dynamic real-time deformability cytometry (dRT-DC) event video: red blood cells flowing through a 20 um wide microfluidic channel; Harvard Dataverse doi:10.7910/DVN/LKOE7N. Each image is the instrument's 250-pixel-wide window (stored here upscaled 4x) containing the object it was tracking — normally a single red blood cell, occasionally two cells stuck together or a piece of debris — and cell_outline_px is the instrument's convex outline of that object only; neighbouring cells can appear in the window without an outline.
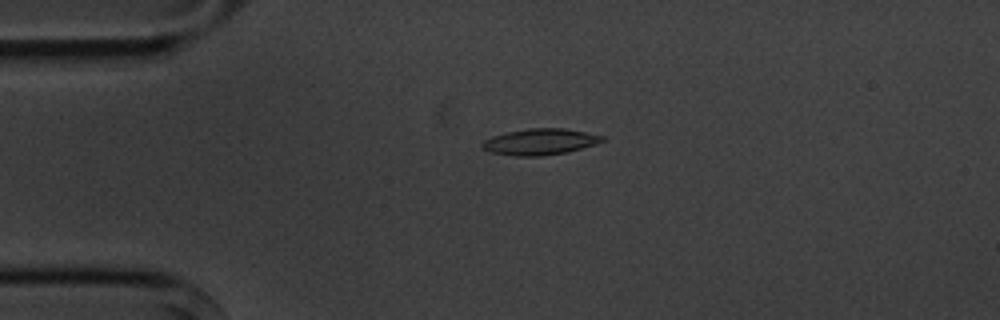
{"species": "common noctule bat (a hibernating species)", "species_latin": "Nyctalus noctula", "temperature_condition": "cold", "stored_images_in_passage": 6, "camera_frame_rate_fps": 3000, "um_per_image_px": 0.085, "animal": {"sex": "male", "body_mass_g": 20.1, "forearm_length_mm": 53.5}, "frame": {"image": 1, "passage_image": 4, "time_ms": 3.667, "image_size_px": [1000, 320], "cell_outline_px": [[604, 140], [596, 144], [568, 152], [540, 156], [516, 156], [488, 152], [480, 144], [484, 140], [492, 136], [508, 132], [528, 128], [564, 128], [604, 136]], "centroid_in_image_um": [45.88, 12.05], "position_along_channel_um": 39.1, "area_um2": 18.26}}
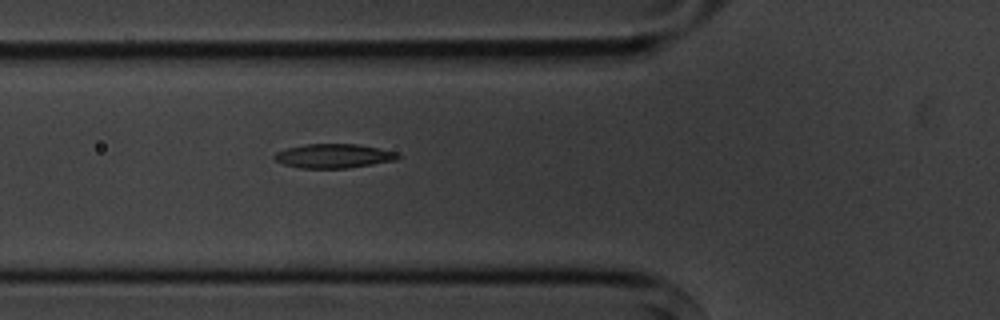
{"frame": {"image": 2, "passage_image": 6, "time_ms": 6.0, "image_size_px": [1000, 320], "cell_outline_px": [[400, 156], [396, 160], [348, 168], [300, 168], [284, 164], [276, 160], [272, 156], [276, 152], [288, 148], [304, 144], [356, 144], [396, 152]], "centroid_in_image_um": [28.33, 13.26], "position_along_channel_um": 97.5, "area_um2": 17.17}}